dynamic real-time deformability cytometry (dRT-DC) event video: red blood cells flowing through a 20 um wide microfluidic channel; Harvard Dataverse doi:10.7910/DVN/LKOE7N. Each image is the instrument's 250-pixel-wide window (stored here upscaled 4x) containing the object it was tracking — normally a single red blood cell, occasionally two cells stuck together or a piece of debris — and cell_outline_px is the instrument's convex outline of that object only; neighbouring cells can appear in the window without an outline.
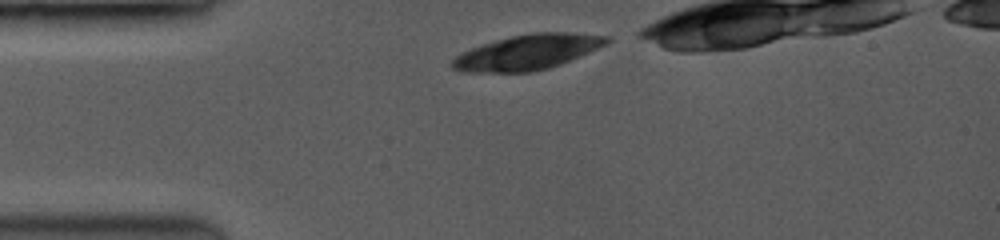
{"species": "common noctule bat (a hibernating species)", "species_latin": "Nyctalus noctula", "temperature_condition": "room temperature", "stored_images_in_passage": 22, "camera_frame_rate_fps": 3500, "um_per_image_px": 0.085, "animal": {"sex": "female", "body_mass_g": 19.0, "forearm_length_mm": 53.3}, "frame": {"image": 1, "passage_image": 1, "time_ms": 0.0, "image_size_px": [1000, 240], "cell_outline_px": [[612, 40], [596, 48], [568, 60], [548, 68], [528, 72], [472, 72], [452, 68], [452, 60], [456, 56], [472, 48], [496, 40], [512, 36], [536, 32], [564, 32], [608, 36]], "centroid_in_image_um": [44.82, 4.43], "position_along_channel_um": 40.2, "area_um2": 30.63}}
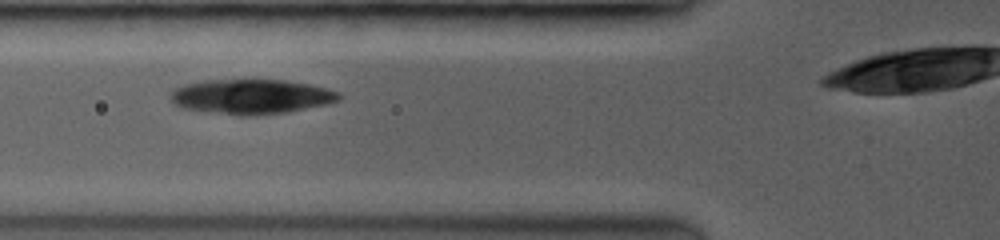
{"frame": {"image": 2, "passage_image": 9, "time_ms": 2.286, "image_size_px": [1000, 240], "cell_outline_px": [[340, 96], [336, 100], [320, 104], [284, 112], [240, 116], [184, 108], [176, 104], [172, 100], [172, 92], [176, 88], [184, 84], [204, 80], [284, 80], [308, 84], [324, 88], [336, 92]], "centroid_in_image_um": [21.26, 8.19], "position_along_channel_um": 104.5, "area_um2": 33.0}}
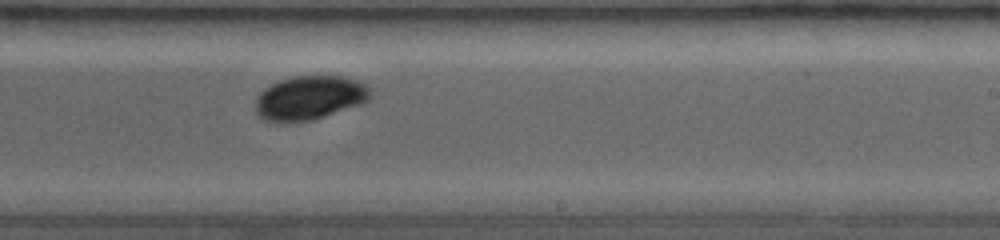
{"frame": {"image": 3, "passage_image": 22, "time_ms": 6.286, "image_size_px": [1000, 240], "cell_outline_px": [[368, 96], [364, 100], [356, 104], [312, 120], [264, 120], [256, 112], [256, 100], [260, 92], [264, 88], [280, 80], [296, 76], [340, 76], [356, 80], [364, 84], [368, 88]], "centroid_in_image_um": [26.24, 8.28], "position_along_channel_um": 262.8, "area_um2": 28.15}}